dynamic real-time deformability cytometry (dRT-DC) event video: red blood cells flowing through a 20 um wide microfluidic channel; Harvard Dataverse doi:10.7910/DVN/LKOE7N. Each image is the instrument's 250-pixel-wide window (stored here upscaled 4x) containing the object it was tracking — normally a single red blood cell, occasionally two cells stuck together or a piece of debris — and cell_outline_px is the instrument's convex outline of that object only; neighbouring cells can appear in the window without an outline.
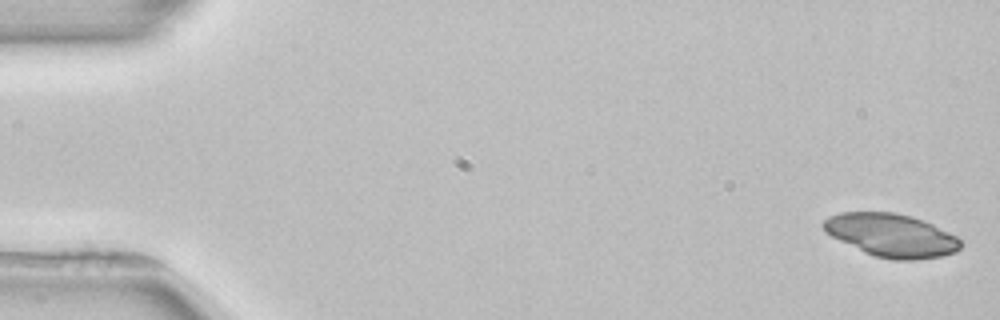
{"species": "common noctule bat (a hibernating species)", "species_latin": "Nyctalus noctula", "temperature_condition": "room temperature", "stored_images_in_passage": 4, "camera_frame_rate_fps": 3000, "um_per_image_px": 0.085, "animal": {"sex": "female", "body_mass_g": 22.7, "forearm_length_mm": 54.2}, "frame": {"image": 1, "passage_image": 1, "time_ms": 0.0, "image_size_px": [1000, 320], "cell_outline_px": [[964, 244], [956, 252], [940, 256], [916, 260], [892, 260], [872, 256], [824, 232], [820, 224], [828, 216], [840, 212], [892, 212], [912, 216], [924, 220], [956, 236]], "centroid_in_image_um": [75.75, 20.0], "position_along_channel_um": 9.2, "area_um2": 34.68}}